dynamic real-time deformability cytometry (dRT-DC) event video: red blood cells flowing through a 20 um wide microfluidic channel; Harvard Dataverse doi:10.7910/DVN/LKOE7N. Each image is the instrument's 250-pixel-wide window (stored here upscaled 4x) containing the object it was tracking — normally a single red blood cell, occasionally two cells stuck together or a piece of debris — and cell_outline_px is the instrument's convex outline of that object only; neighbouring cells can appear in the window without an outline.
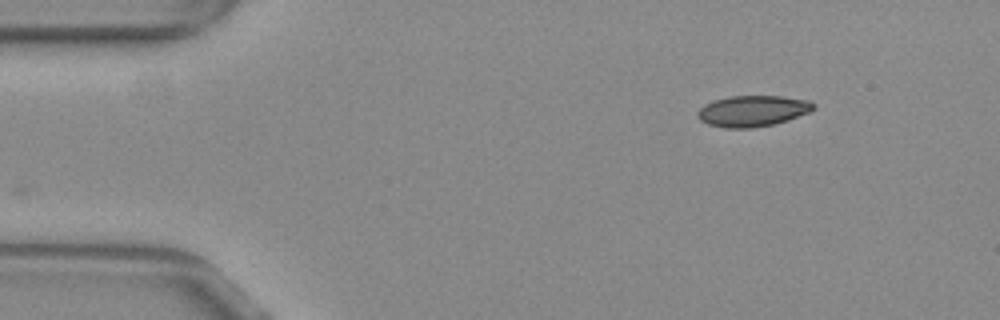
{"species": "common noctule bat (a hibernating species)", "species_latin": "Nyctalus noctula", "temperature_condition": "warm", "stored_images_in_passage": 35, "camera_frame_rate_fps": 3000, "um_per_image_px": 0.085, "animal": {"sex": "female", "body_mass_g": 29.2, "forearm_length_mm": 56.3}, "frame": {"image": 1, "passage_image": 1, "time_ms": 0.0, "image_size_px": [1000, 320], "cell_outline_px": [[816, 108], [808, 112], [788, 120], [772, 124], [752, 128], [724, 128], [708, 124], [700, 120], [696, 116], [696, 112], [704, 104], [712, 100], [728, 96], [784, 96], [808, 100], [816, 104]], "centroid_in_image_um": [63.95, 9.42], "position_along_channel_um": 21.1, "area_um2": 21.15}}
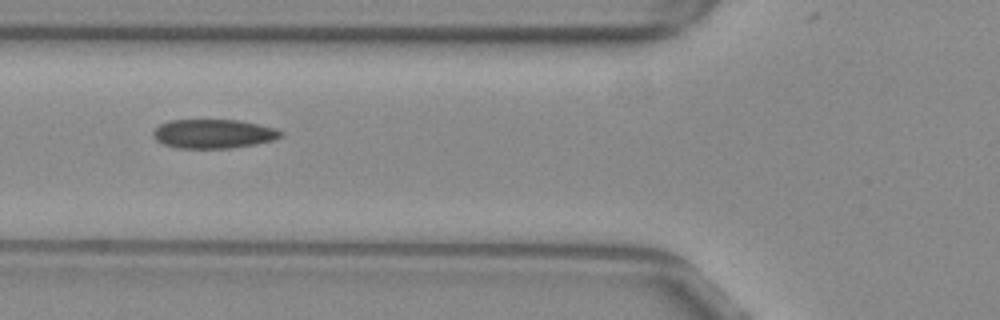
{"frame": {"image": 2, "passage_image": 14, "time_ms": 4.333, "image_size_px": [1000, 320], "cell_outline_px": [[284, 136], [276, 140], [256, 144], [232, 148], [176, 148], [164, 144], [156, 140], [152, 136], [152, 132], [160, 124], [168, 120], [240, 120], [276, 128], [284, 132]], "centroid_in_image_um": [18.18, 11.37], "position_along_channel_um": 107.6, "area_um2": 21.91}}
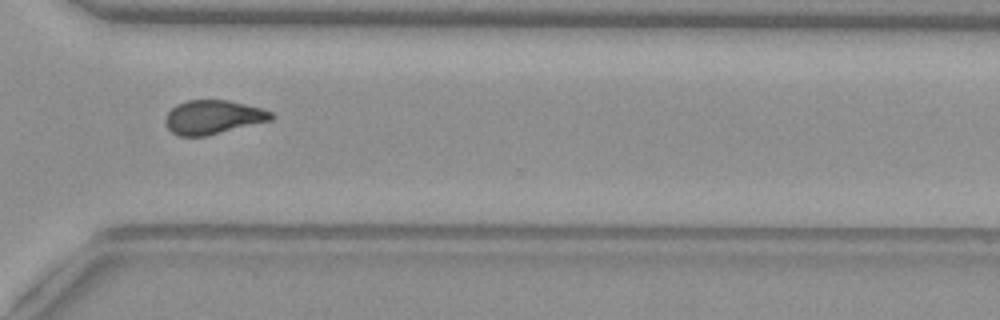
{"frame": {"image": 3, "passage_image": 33, "time_ms": 10.667, "image_size_px": [1000, 320], "cell_outline_px": [[276, 116], [272, 120], [208, 136], [180, 136], [172, 132], [164, 124], [164, 120], [168, 112], [176, 104], [188, 100], [228, 100], [260, 108], [272, 112]], "centroid_in_image_um": [18.11, 9.96], "position_along_channel_um": 352.5, "area_um2": 21.04}, "authors_computed_cell_mechanics": {"area_um2": 21.675, "velocity_mm_per_s": 3.8624, "shape_relaxation_time_tau1_ms": 10.5398, "shape_relaxation_time_tau2_ms": 1.8754, "deformation_change_tau1": 0.2266, "deformation_change_tau2": 0.0608}}